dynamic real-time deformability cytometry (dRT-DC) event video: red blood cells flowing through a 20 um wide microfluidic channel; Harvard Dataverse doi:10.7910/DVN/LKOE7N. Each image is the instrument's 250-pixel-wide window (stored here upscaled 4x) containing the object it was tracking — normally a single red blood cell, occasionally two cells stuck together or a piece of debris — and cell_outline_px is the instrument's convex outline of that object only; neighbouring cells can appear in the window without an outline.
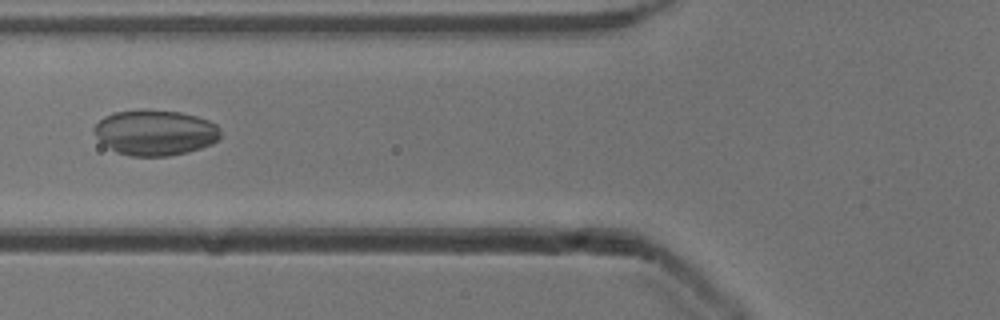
{"species": "common noctule bat (a hibernating species)", "species_latin": "Nyctalus noctula", "temperature_condition": "cold", "stored_images_in_passage": 3, "camera_frame_rate_fps": 3000, "um_per_image_px": 0.085, "animal": {"sex": "male", "body_mass_g": 13.3}, "frame": {"image": 1, "passage_image": 3, "time_ms": 0.667, "image_size_px": [1000, 320], "cell_outline_px": [[220, 136], [212, 144], [188, 152], [168, 156], [132, 156], [116, 152], [100, 140], [92, 132], [92, 128], [104, 116], [112, 112], [140, 108], [180, 112], [196, 116], [208, 120], [216, 124], [220, 128]], "centroid_in_image_um": [13.17, 11.25], "position_along_channel_um": 112.6, "area_um2": 33.81}}